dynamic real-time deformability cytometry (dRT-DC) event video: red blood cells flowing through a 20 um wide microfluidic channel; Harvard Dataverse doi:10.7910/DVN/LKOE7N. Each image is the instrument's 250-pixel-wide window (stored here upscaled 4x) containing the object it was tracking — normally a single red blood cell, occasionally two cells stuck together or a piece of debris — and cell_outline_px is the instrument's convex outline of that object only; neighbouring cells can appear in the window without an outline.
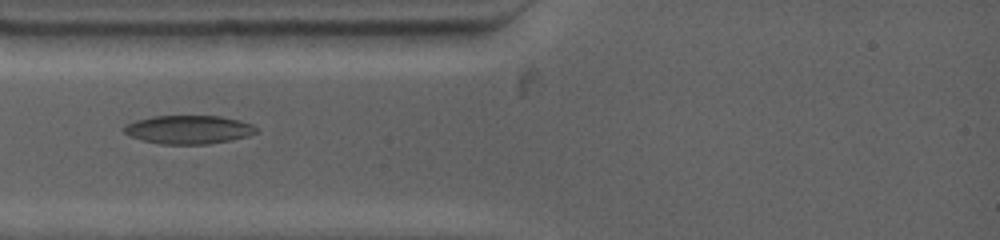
{"species": "common noctule bat (a hibernating species)", "species_latin": "Nyctalus noctula", "temperature_condition": "warm", "stored_images_in_passage": 11, "camera_frame_rate_fps": 4500, "um_per_image_px": 0.085, "animal": {"sex": "female", "body_mass_g": 19.0, "forearm_length_mm": 53.3}, "frame": {"image": 1, "passage_image": 7, "time_ms": 2.667, "image_size_px": [1000, 240], "cell_outline_px": [[260, 132], [248, 136], [232, 140], [208, 144], [160, 144], [144, 140], [132, 136], [124, 132], [120, 128], [124, 124], [136, 120], [152, 116], [220, 116], [240, 120], [252, 124]], "centroid_in_image_um": [16.04, 11.01], "position_along_channel_um": 69.0, "area_um2": 22.14}}
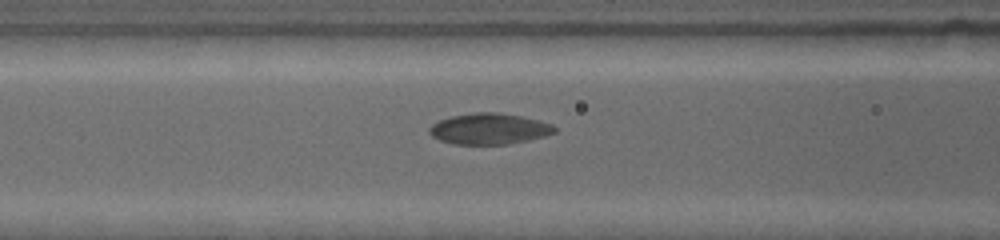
{"frame": {"image": 2, "passage_image": 10, "time_ms": 4.222, "image_size_px": [1000, 240], "cell_outline_px": [[556, 132], [544, 136], [528, 140], [508, 144], [452, 144], [440, 140], [432, 136], [428, 132], [428, 128], [432, 124], [440, 120], [452, 116], [476, 112], [496, 112], [520, 116], [552, 124], [556, 128]], "centroid_in_image_um": [41.56, 10.95], "position_along_channel_um": 125.0, "area_um2": 22.48}}